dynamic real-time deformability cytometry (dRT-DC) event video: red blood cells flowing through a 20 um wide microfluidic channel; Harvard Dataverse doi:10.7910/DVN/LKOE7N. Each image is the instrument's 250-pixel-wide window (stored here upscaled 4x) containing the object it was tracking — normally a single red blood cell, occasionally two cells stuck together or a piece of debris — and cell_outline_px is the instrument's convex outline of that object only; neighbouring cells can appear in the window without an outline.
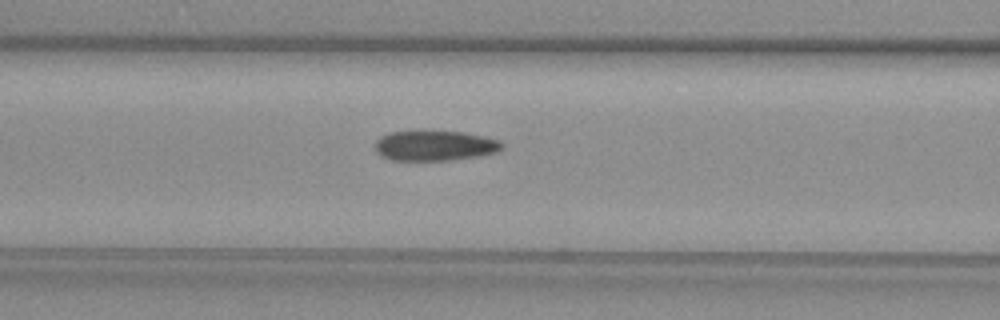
{"species": "common noctule bat (a hibernating species)", "species_latin": "Nyctalus noctula", "temperature_condition": "warm", "stored_images_in_passage": 38, "camera_frame_rate_fps": 3000, "um_per_image_px": 0.085, "animal": {"sex": "female", "body_mass_g": 29.2, "forearm_length_mm": 56.3}, "frame": {"image": 1, "passage_image": 11, "time_ms": 3.333, "image_size_px": [1000, 320], "cell_outline_px": [[504, 148], [496, 152], [480, 156], [448, 160], [392, 160], [376, 152], [376, 140], [380, 136], [388, 132], [464, 132], [484, 136], [500, 140], [504, 144]], "centroid_in_image_um": [37.0, 12.38], "position_along_channel_um": 129.6, "area_um2": 22.14}}